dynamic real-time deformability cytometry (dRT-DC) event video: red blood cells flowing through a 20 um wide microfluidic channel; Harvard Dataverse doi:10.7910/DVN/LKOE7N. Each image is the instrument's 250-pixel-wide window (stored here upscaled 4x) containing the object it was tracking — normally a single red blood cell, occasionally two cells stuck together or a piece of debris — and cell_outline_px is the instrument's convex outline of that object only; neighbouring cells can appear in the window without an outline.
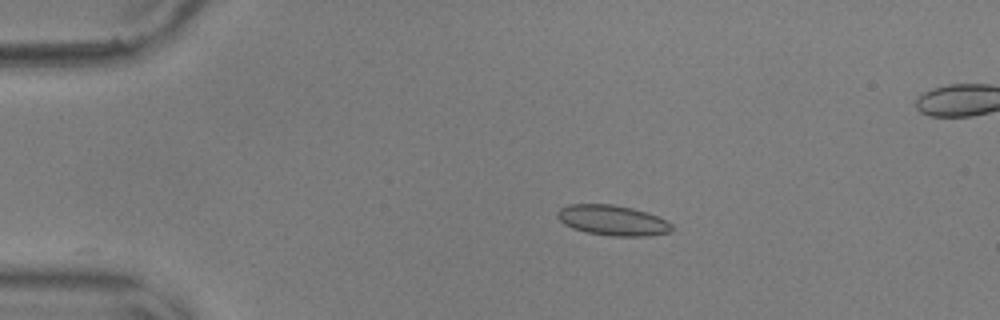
{"species": "common noctule bat (a hibernating species)", "species_latin": "Nyctalus noctula", "temperature_condition": "warm", "stored_images_in_passage": 28, "camera_frame_rate_fps": 3000, "um_per_image_px": 0.085, "animal": {"sex": "male", "body_mass_g": 17.9, "forearm_length_mm": 54.2}, "frame": {"image": 1, "passage_image": 1, "time_ms": 0.0, "image_size_px": [1000, 320], "cell_outline_px": [[672, 232], [648, 236], [612, 236], [588, 232], [572, 228], [564, 224], [556, 216], [556, 212], [560, 208], [568, 204], [612, 204], [632, 208], [648, 212], [668, 220], [672, 224]], "centroid_in_image_um": [52.09, 18.72], "position_along_channel_um": 32.9, "area_um2": 20.4}}
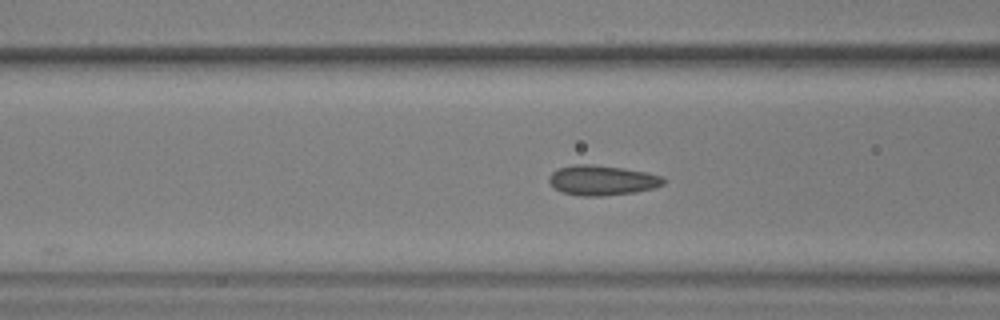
{"frame": {"image": 2, "passage_image": 12, "time_ms": 3.667, "image_size_px": [1000, 320], "cell_outline_px": [[664, 184], [652, 188], [636, 192], [604, 196], [580, 196], [560, 192], [548, 180], [548, 176], [556, 168], [576, 164], [588, 164], [624, 168], [648, 172], [664, 176]], "centroid_in_image_um": [51.17, 15.32], "position_along_channel_um": 115.4, "area_um2": 20.17}}
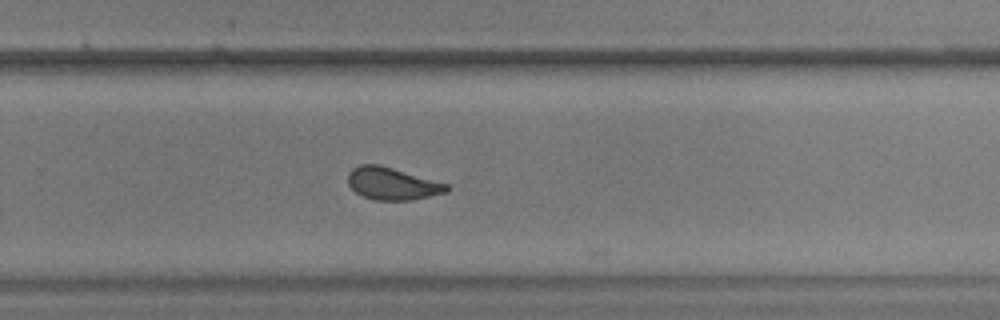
{"frame": {"image": 3, "passage_image": 27, "time_ms": 8.667, "image_size_px": [1000, 320], "cell_outline_px": [[452, 188], [448, 192], [412, 200], [376, 200], [364, 196], [356, 192], [348, 184], [348, 172], [352, 168], [360, 164], [380, 164], [448, 184]], "centroid_in_image_um": [33.36, 15.6], "position_along_channel_um": 296.4, "area_um2": 18.67}}